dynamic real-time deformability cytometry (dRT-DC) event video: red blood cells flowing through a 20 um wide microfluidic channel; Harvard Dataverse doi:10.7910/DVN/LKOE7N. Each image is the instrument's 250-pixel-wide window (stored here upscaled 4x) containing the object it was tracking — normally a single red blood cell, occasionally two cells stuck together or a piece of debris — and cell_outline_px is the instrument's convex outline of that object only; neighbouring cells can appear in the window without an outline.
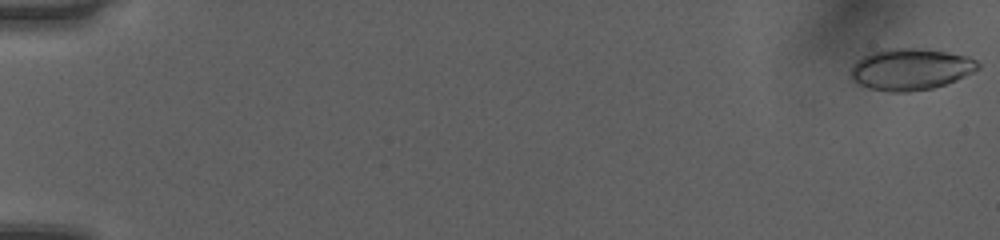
{"species": "human", "species_latin": "Homo sapiens", "temperature_condition": "room temperature", "stored_images_in_passage": 52, "camera_frame_rate_fps": 3000, "um_per_image_px": 0.085, "donor": {"sex": "female"}, "frame": {"image": 1, "passage_image": 1, "time_ms": 0.0, "image_size_px": [1000, 240], "cell_outline_px": [[980, 68], [956, 80], [932, 88], [908, 92], [888, 92], [868, 88], [852, 80], [848, 76], [848, 72], [852, 64], [856, 60], [872, 52], [884, 48], [924, 48], [968, 56], [976, 60], [980, 64]], "centroid_in_image_um": [77.35, 5.88], "position_along_channel_um": 7.7, "area_um2": 31.15}}
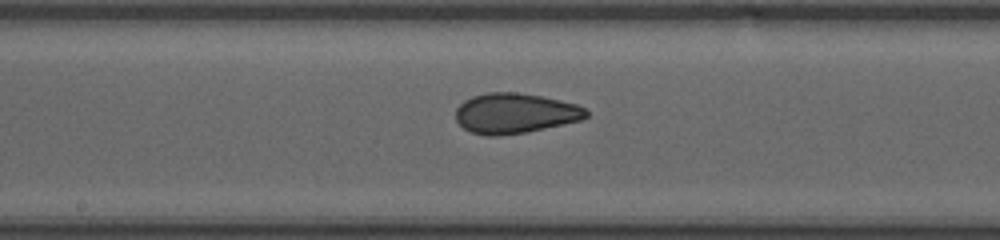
{"frame": {"image": 2, "passage_image": 29, "time_ms": 9.333, "image_size_px": [1000, 240], "cell_outline_px": [[588, 116], [580, 120], [544, 128], [524, 132], [496, 136], [488, 136], [472, 132], [464, 128], [456, 120], [456, 108], [464, 100], [472, 96], [488, 92], [516, 92], [540, 96], [560, 100], [576, 104], [584, 108], [588, 112]], "centroid_in_image_um": [43.75, 9.62], "position_along_channel_um": 204.5, "area_um2": 30.29}}
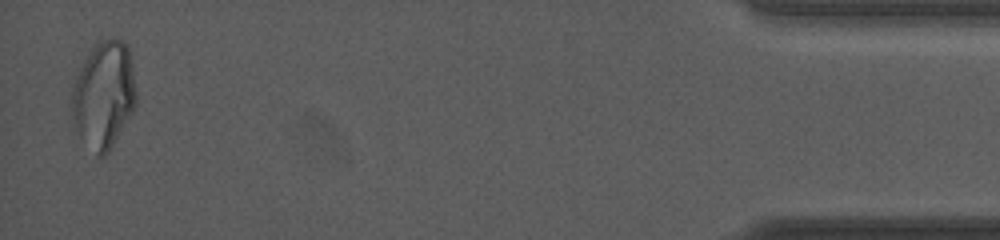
{"frame": {"image": 3, "passage_image": 51, "time_ms": 16.667, "image_size_px": [1000, 240], "cell_outline_px": [[136, 104], [132, 112], [108, 152], [104, 156], [100, 156], [72, 132], [72, 88], [76, 76], [92, 48], [100, 40], [112, 36], [116, 36], [124, 40], [128, 44], [136, 92]], "centroid_in_image_um": [8.8, 8.05], "position_along_channel_um": 426.4, "area_um2": 40.34}, "authors_computed_cell_mechanics": {"area_um2": 30.6629, "velocity_mm_per_s": 4.0858, "shape_relaxation_time_tau1_ms": null, "shape_relaxation_time_tau2_ms": 1.2977, "deformation_change_tau1": null, "deformation_change_tau2": 0.0714}}